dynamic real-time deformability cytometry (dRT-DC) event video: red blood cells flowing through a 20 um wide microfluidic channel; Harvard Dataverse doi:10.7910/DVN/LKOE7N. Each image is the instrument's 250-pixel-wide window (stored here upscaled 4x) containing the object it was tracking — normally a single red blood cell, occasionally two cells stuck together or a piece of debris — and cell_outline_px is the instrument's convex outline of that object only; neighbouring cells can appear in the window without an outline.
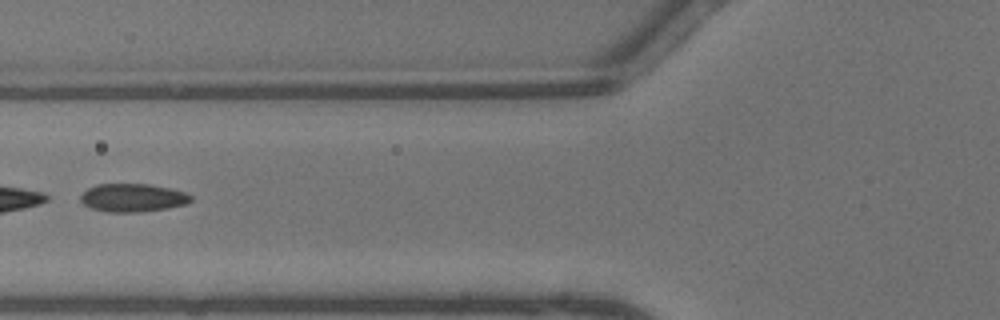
{"species": "common noctule bat (a hibernating species)", "species_latin": "Nyctalus noctula", "temperature_condition": "warm", "stored_images_in_passage": 45, "segment_of_instrument_passage": [2, 2], "camera_frame_rate_fps": 3000, "um_per_image_px": 0.085, "animal": {"sex": "male", "body_mass_g": 13.3}, "frame": {"image": 1, "passage_image": 19, "time_ms": 6.0, "image_size_px": [1000, 320], "cell_outline_px": [[192, 200], [188, 204], [168, 208], [140, 212], [108, 212], [92, 208], [84, 204], [80, 200], [80, 196], [88, 188], [96, 184], [148, 184], [172, 188], [184, 192], [192, 196]], "centroid_in_image_um": [11.31, 16.81], "position_along_channel_um": 114.5, "area_um2": 18.21}}
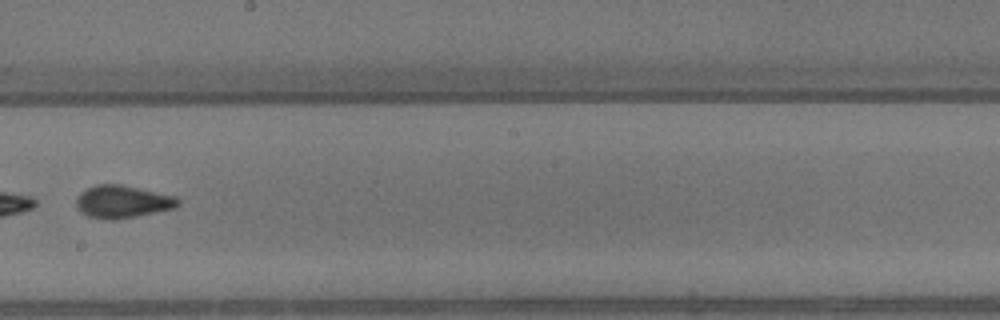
{"frame": {"image": 2, "passage_image": 27, "time_ms": 8.667, "image_size_px": [1000, 320], "cell_outline_px": [[180, 204], [176, 208], [136, 216], [108, 220], [88, 216], [80, 212], [76, 208], [76, 196], [80, 192], [96, 184], [120, 184], [176, 196], [180, 200]], "centroid_in_image_um": [10.4, 17.14], "position_along_channel_um": 237.8, "area_um2": 19.42}}